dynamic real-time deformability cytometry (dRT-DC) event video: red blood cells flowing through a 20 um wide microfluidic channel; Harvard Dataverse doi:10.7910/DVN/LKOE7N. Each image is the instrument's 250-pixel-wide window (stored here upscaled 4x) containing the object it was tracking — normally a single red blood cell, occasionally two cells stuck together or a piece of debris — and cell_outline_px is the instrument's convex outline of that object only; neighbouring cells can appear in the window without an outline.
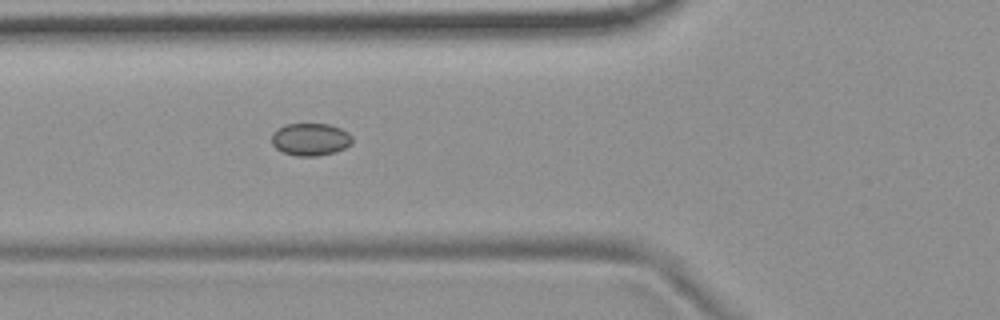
{"species": "common noctule bat (a hibernating species)", "species_latin": "Nyctalus noctula", "temperature_condition": "room temperature", "stored_images_in_passage": 6, "camera_frame_rate_fps": 3000, "um_per_image_px": 0.085, "animal": {"sex": "female", "body_mass_g": 19.9}, "frame": {"image": 1, "passage_image": 6, "time_ms": 1.667, "image_size_px": [1000, 320], "cell_outline_px": [[352, 144], [336, 152], [316, 156], [296, 156], [284, 152], [276, 148], [272, 144], [272, 132], [276, 128], [284, 124], [328, 124], [340, 128], [348, 132], [352, 136]], "centroid_in_image_um": [26.38, 11.84], "position_along_channel_um": 99.4, "area_um2": 15.37}}